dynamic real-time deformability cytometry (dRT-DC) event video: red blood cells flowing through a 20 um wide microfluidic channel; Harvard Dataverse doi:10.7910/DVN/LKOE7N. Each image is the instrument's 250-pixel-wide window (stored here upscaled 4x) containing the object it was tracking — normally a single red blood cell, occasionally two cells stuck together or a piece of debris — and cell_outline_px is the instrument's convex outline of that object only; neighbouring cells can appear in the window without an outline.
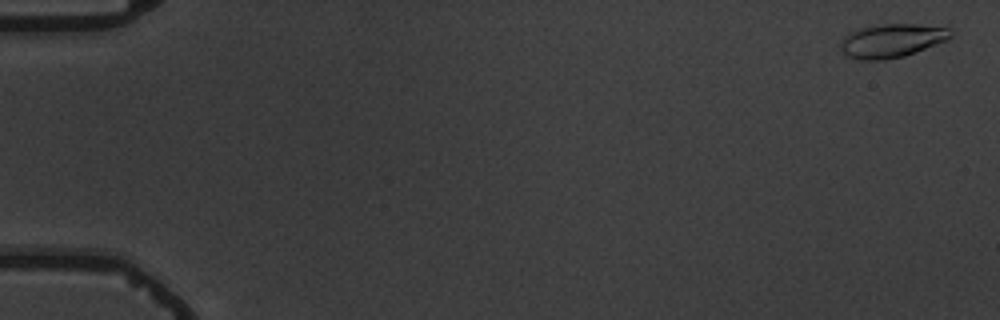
{"species": "common noctule bat (a hibernating species)", "species_latin": "Nyctalus noctula", "temperature_condition": "warm", "stored_images_in_passage": 4, "camera_frame_rate_fps": 3000, "um_per_image_px": 0.085, "animal": {"sex": "male", "body_mass_g": 19.5, "forearm_length_mm": 54.6}, "frame": {"image": 1, "passage_image": 1, "time_ms": 0.0, "image_size_px": [1000, 320], "cell_outline_px": [[952, 36], [948, 40], [904, 56], [884, 60], [860, 60], [844, 56], [840, 48], [840, 40], [848, 32], [860, 28], [884, 24], [916, 24], [948, 28]], "centroid_in_image_um": [75.74, 3.47], "position_along_channel_um": 9.3, "area_um2": 21.68}}